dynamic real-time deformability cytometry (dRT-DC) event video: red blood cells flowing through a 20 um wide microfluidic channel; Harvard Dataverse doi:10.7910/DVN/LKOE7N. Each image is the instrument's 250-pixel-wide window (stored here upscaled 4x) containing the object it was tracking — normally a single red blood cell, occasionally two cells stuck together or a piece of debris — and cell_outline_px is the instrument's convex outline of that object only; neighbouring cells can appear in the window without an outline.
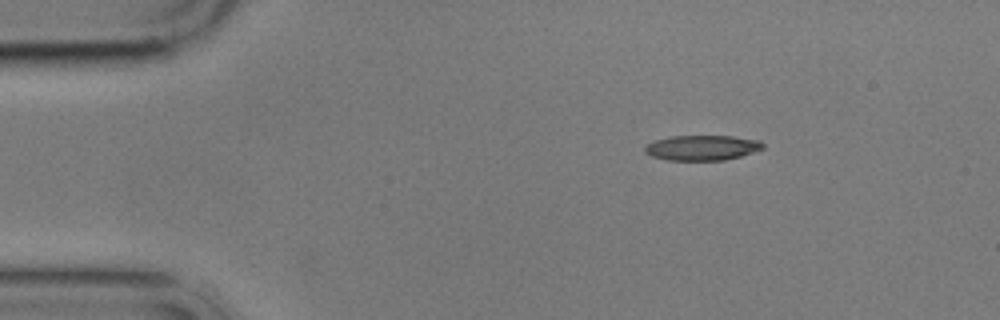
{"species": "common noctule bat (a hibernating species)", "species_latin": "Nyctalus noctula", "temperature_condition": "cold", "stored_images_in_passage": 3, "camera_frame_rate_fps": 3000, "um_per_image_px": 0.085, "animal": {"sex": "male", "body_mass_g": 17.9}, "frame": {"image": 1, "passage_image": 1, "time_ms": 0.0, "image_size_px": [1000, 320], "cell_outline_px": [[764, 148], [740, 156], [724, 160], [668, 160], [652, 156], [644, 152], [644, 148], [648, 144], [656, 140], [672, 136], [732, 136], [760, 140], [764, 144]], "centroid_in_image_um": [59.69, 12.55], "position_along_channel_um": 25.3, "area_um2": 17.17}}